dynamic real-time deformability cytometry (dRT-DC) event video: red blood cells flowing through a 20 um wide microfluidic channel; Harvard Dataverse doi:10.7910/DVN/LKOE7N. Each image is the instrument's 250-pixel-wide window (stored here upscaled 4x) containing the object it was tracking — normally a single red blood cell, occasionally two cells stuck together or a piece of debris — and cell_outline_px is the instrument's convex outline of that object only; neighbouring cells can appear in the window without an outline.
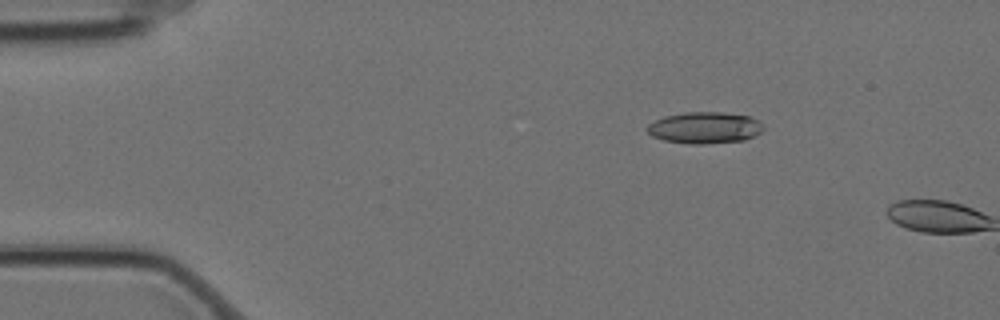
{"species": "Egyptian fruit bat (a non-hibernating species)", "species_latin": "Rousettus aegyptiacus", "temperature_condition": "cold", "stored_images_in_passage": 2, "camera_frame_rate_fps": 3000, "um_per_image_px": 0.085, "animal": {"sex": "female"}, "frame": {"image": 1, "passage_image": 1, "time_ms": 0.0, "image_size_px": [1000, 320], "cell_outline_px": [[764, 128], [760, 132], [744, 140], [704, 144], [688, 144], [664, 140], [652, 136], [644, 128], [648, 124], [664, 116], [684, 112], [720, 112], [748, 116], [764, 124]], "centroid_in_image_um": [59.86, 10.86], "position_along_channel_um": 25.1, "area_um2": 21.33}}